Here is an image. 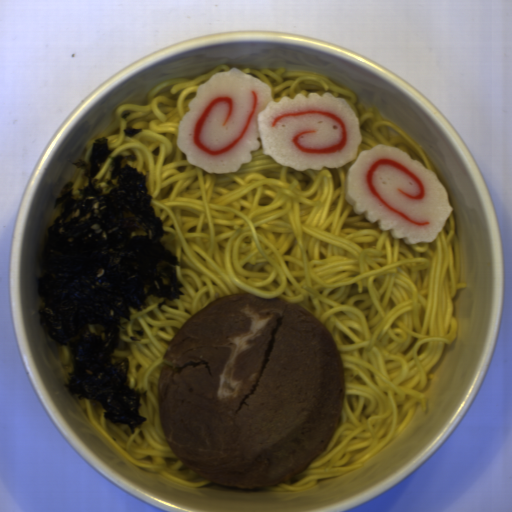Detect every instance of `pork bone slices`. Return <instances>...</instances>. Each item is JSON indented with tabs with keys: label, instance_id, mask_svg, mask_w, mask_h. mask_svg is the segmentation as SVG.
I'll use <instances>...</instances> for the list:
<instances>
[{
	"label": "pork bone slices",
	"instance_id": "d1f655de",
	"mask_svg": "<svg viewBox=\"0 0 512 512\" xmlns=\"http://www.w3.org/2000/svg\"><path fill=\"white\" fill-rule=\"evenodd\" d=\"M173 455L231 488L277 487L334 437L345 396L336 341L282 297L226 295L172 336L157 389Z\"/></svg>",
	"mask_w": 512,
	"mask_h": 512
}]
</instances>
